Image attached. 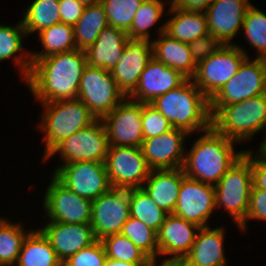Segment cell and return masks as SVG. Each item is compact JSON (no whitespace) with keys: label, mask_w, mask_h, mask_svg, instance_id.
<instances>
[{"label":"cell","mask_w":266,"mask_h":266,"mask_svg":"<svg viewBox=\"0 0 266 266\" xmlns=\"http://www.w3.org/2000/svg\"><path fill=\"white\" fill-rule=\"evenodd\" d=\"M86 65L85 51L79 49L40 58L32 64L25 83L40 103L77 99Z\"/></svg>","instance_id":"cell-1"},{"label":"cell","mask_w":266,"mask_h":266,"mask_svg":"<svg viewBox=\"0 0 266 266\" xmlns=\"http://www.w3.org/2000/svg\"><path fill=\"white\" fill-rule=\"evenodd\" d=\"M197 138L185 154V176L215 186L224 174L243 156L235 152L237 142L218 133L212 126Z\"/></svg>","instance_id":"cell-2"},{"label":"cell","mask_w":266,"mask_h":266,"mask_svg":"<svg viewBox=\"0 0 266 266\" xmlns=\"http://www.w3.org/2000/svg\"><path fill=\"white\" fill-rule=\"evenodd\" d=\"M151 104L173 128L190 135L198 131L203 133L211 127L210 100L191 79L157 97Z\"/></svg>","instance_id":"cell-3"},{"label":"cell","mask_w":266,"mask_h":266,"mask_svg":"<svg viewBox=\"0 0 266 266\" xmlns=\"http://www.w3.org/2000/svg\"><path fill=\"white\" fill-rule=\"evenodd\" d=\"M210 114L211 126L218 133L238 144L248 141L260 131L266 133V93L230 105L210 106Z\"/></svg>","instance_id":"cell-4"},{"label":"cell","mask_w":266,"mask_h":266,"mask_svg":"<svg viewBox=\"0 0 266 266\" xmlns=\"http://www.w3.org/2000/svg\"><path fill=\"white\" fill-rule=\"evenodd\" d=\"M44 111L40 114L37 128L44 132L45 159L63 140L77 131L91 125L97 118L79 99L56 100L41 103Z\"/></svg>","instance_id":"cell-5"},{"label":"cell","mask_w":266,"mask_h":266,"mask_svg":"<svg viewBox=\"0 0 266 266\" xmlns=\"http://www.w3.org/2000/svg\"><path fill=\"white\" fill-rule=\"evenodd\" d=\"M251 187L250 151L245 150L243 156L214 186L216 209L223 207L237 227L245 221Z\"/></svg>","instance_id":"cell-6"},{"label":"cell","mask_w":266,"mask_h":266,"mask_svg":"<svg viewBox=\"0 0 266 266\" xmlns=\"http://www.w3.org/2000/svg\"><path fill=\"white\" fill-rule=\"evenodd\" d=\"M247 57L246 51L238 44L222 45L197 65L191 80L211 100L238 72L240 65Z\"/></svg>","instance_id":"cell-7"},{"label":"cell","mask_w":266,"mask_h":266,"mask_svg":"<svg viewBox=\"0 0 266 266\" xmlns=\"http://www.w3.org/2000/svg\"><path fill=\"white\" fill-rule=\"evenodd\" d=\"M125 98L109 70L86 65L81 76L77 99L82 101L97 119L114 110Z\"/></svg>","instance_id":"cell-8"},{"label":"cell","mask_w":266,"mask_h":266,"mask_svg":"<svg viewBox=\"0 0 266 266\" xmlns=\"http://www.w3.org/2000/svg\"><path fill=\"white\" fill-rule=\"evenodd\" d=\"M108 149L109 142L105 127L101 119H97L59 143L43 160L46 161L59 153L64 161L61 164L78 161L104 162Z\"/></svg>","instance_id":"cell-9"},{"label":"cell","mask_w":266,"mask_h":266,"mask_svg":"<svg viewBox=\"0 0 266 266\" xmlns=\"http://www.w3.org/2000/svg\"><path fill=\"white\" fill-rule=\"evenodd\" d=\"M52 174L75 194L91 201L113 188L104 162L78 161L62 164Z\"/></svg>","instance_id":"cell-10"},{"label":"cell","mask_w":266,"mask_h":266,"mask_svg":"<svg viewBox=\"0 0 266 266\" xmlns=\"http://www.w3.org/2000/svg\"><path fill=\"white\" fill-rule=\"evenodd\" d=\"M113 188H142L152 170L141 147L109 146L104 161Z\"/></svg>","instance_id":"cell-11"},{"label":"cell","mask_w":266,"mask_h":266,"mask_svg":"<svg viewBox=\"0 0 266 266\" xmlns=\"http://www.w3.org/2000/svg\"><path fill=\"white\" fill-rule=\"evenodd\" d=\"M266 93V59L247 57L238 72L210 100V106L238 103Z\"/></svg>","instance_id":"cell-12"},{"label":"cell","mask_w":266,"mask_h":266,"mask_svg":"<svg viewBox=\"0 0 266 266\" xmlns=\"http://www.w3.org/2000/svg\"><path fill=\"white\" fill-rule=\"evenodd\" d=\"M51 179L43 200V208L49 218L48 221L90 224L92 201L75 194L54 175Z\"/></svg>","instance_id":"cell-13"},{"label":"cell","mask_w":266,"mask_h":266,"mask_svg":"<svg viewBox=\"0 0 266 266\" xmlns=\"http://www.w3.org/2000/svg\"><path fill=\"white\" fill-rule=\"evenodd\" d=\"M142 111L143 103L125 97L114 110L101 118L109 146L141 147L144 140Z\"/></svg>","instance_id":"cell-14"},{"label":"cell","mask_w":266,"mask_h":266,"mask_svg":"<svg viewBox=\"0 0 266 266\" xmlns=\"http://www.w3.org/2000/svg\"><path fill=\"white\" fill-rule=\"evenodd\" d=\"M129 218V189L112 188L92 201L90 224L97 240L120 233Z\"/></svg>","instance_id":"cell-15"},{"label":"cell","mask_w":266,"mask_h":266,"mask_svg":"<svg viewBox=\"0 0 266 266\" xmlns=\"http://www.w3.org/2000/svg\"><path fill=\"white\" fill-rule=\"evenodd\" d=\"M215 209L214 186L185 176L173 214L199 227H207Z\"/></svg>","instance_id":"cell-16"},{"label":"cell","mask_w":266,"mask_h":266,"mask_svg":"<svg viewBox=\"0 0 266 266\" xmlns=\"http://www.w3.org/2000/svg\"><path fill=\"white\" fill-rule=\"evenodd\" d=\"M251 5L249 0H213L204 11L209 34L223 45L234 44L232 40L242 30L244 16Z\"/></svg>","instance_id":"cell-17"},{"label":"cell","mask_w":266,"mask_h":266,"mask_svg":"<svg viewBox=\"0 0 266 266\" xmlns=\"http://www.w3.org/2000/svg\"><path fill=\"white\" fill-rule=\"evenodd\" d=\"M188 133L173 128L159 136L144 139L141 145L143 156L151 169L183 168L185 161V138Z\"/></svg>","instance_id":"cell-18"},{"label":"cell","mask_w":266,"mask_h":266,"mask_svg":"<svg viewBox=\"0 0 266 266\" xmlns=\"http://www.w3.org/2000/svg\"><path fill=\"white\" fill-rule=\"evenodd\" d=\"M152 57L151 40H127L117 65L110 70L119 90L127 99L137 88L139 77Z\"/></svg>","instance_id":"cell-19"},{"label":"cell","mask_w":266,"mask_h":266,"mask_svg":"<svg viewBox=\"0 0 266 266\" xmlns=\"http://www.w3.org/2000/svg\"><path fill=\"white\" fill-rule=\"evenodd\" d=\"M200 228L173 213L167 214L157 231L159 256L180 263L190 252Z\"/></svg>","instance_id":"cell-20"},{"label":"cell","mask_w":266,"mask_h":266,"mask_svg":"<svg viewBox=\"0 0 266 266\" xmlns=\"http://www.w3.org/2000/svg\"><path fill=\"white\" fill-rule=\"evenodd\" d=\"M186 80L180 72L152 57L139 77L137 88L128 98L151 103L169 90L178 88Z\"/></svg>","instance_id":"cell-21"},{"label":"cell","mask_w":266,"mask_h":266,"mask_svg":"<svg viewBox=\"0 0 266 266\" xmlns=\"http://www.w3.org/2000/svg\"><path fill=\"white\" fill-rule=\"evenodd\" d=\"M40 230L49 240L58 258L65 262L71 255L97 241L91 224L46 222Z\"/></svg>","instance_id":"cell-22"},{"label":"cell","mask_w":266,"mask_h":266,"mask_svg":"<svg viewBox=\"0 0 266 266\" xmlns=\"http://www.w3.org/2000/svg\"><path fill=\"white\" fill-rule=\"evenodd\" d=\"M224 227H201L190 252L179 266H227L224 253Z\"/></svg>","instance_id":"cell-23"},{"label":"cell","mask_w":266,"mask_h":266,"mask_svg":"<svg viewBox=\"0 0 266 266\" xmlns=\"http://www.w3.org/2000/svg\"><path fill=\"white\" fill-rule=\"evenodd\" d=\"M157 32L158 38L151 40L152 56L187 79H192L197 65L191 56L188 43L172 39L165 34V23L158 27Z\"/></svg>","instance_id":"cell-24"},{"label":"cell","mask_w":266,"mask_h":266,"mask_svg":"<svg viewBox=\"0 0 266 266\" xmlns=\"http://www.w3.org/2000/svg\"><path fill=\"white\" fill-rule=\"evenodd\" d=\"M128 39L125 30L105 27L97 40L85 50L87 65L110 71L117 65Z\"/></svg>","instance_id":"cell-25"},{"label":"cell","mask_w":266,"mask_h":266,"mask_svg":"<svg viewBox=\"0 0 266 266\" xmlns=\"http://www.w3.org/2000/svg\"><path fill=\"white\" fill-rule=\"evenodd\" d=\"M184 177L183 168L152 169L142 188L158 207L171 214L175 210Z\"/></svg>","instance_id":"cell-26"},{"label":"cell","mask_w":266,"mask_h":266,"mask_svg":"<svg viewBox=\"0 0 266 266\" xmlns=\"http://www.w3.org/2000/svg\"><path fill=\"white\" fill-rule=\"evenodd\" d=\"M171 18L165 22V34L181 42L190 43L209 34L207 17L203 11H185L169 5Z\"/></svg>","instance_id":"cell-27"},{"label":"cell","mask_w":266,"mask_h":266,"mask_svg":"<svg viewBox=\"0 0 266 266\" xmlns=\"http://www.w3.org/2000/svg\"><path fill=\"white\" fill-rule=\"evenodd\" d=\"M26 36L21 20L14 26L0 24V62L14 57L24 82L28 79L32 67L31 54L24 50L22 43ZM23 50L24 53H21Z\"/></svg>","instance_id":"cell-28"},{"label":"cell","mask_w":266,"mask_h":266,"mask_svg":"<svg viewBox=\"0 0 266 266\" xmlns=\"http://www.w3.org/2000/svg\"><path fill=\"white\" fill-rule=\"evenodd\" d=\"M15 266H63L43 232L30 230L23 241Z\"/></svg>","instance_id":"cell-29"},{"label":"cell","mask_w":266,"mask_h":266,"mask_svg":"<svg viewBox=\"0 0 266 266\" xmlns=\"http://www.w3.org/2000/svg\"><path fill=\"white\" fill-rule=\"evenodd\" d=\"M43 52H30L32 64L44 57L77 49L75 45L74 27L65 23H57L38 34Z\"/></svg>","instance_id":"cell-30"},{"label":"cell","mask_w":266,"mask_h":266,"mask_svg":"<svg viewBox=\"0 0 266 266\" xmlns=\"http://www.w3.org/2000/svg\"><path fill=\"white\" fill-rule=\"evenodd\" d=\"M107 26V15L101 3L85 7L82 16L73 26L76 48L84 51L88 49Z\"/></svg>","instance_id":"cell-31"},{"label":"cell","mask_w":266,"mask_h":266,"mask_svg":"<svg viewBox=\"0 0 266 266\" xmlns=\"http://www.w3.org/2000/svg\"><path fill=\"white\" fill-rule=\"evenodd\" d=\"M21 21L27 36L60 23L59 0H34Z\"/></svg>","instance_id":"cell-32"},{"label":"cell","mask_w":266,"mask_h":266,"mask_svg":"<svg viewBox=\"0 0 266 266\" xmlns=\"http://www.w3.org/2000/svg\"><path fill=\"white\" fill-rule=\"evenodd\" d=\"M130 216L158 231L168 213L158 207L143 188L129 189Z\"/></svg>","instance_id":"cell-33"},{"label":"cell","mask_w":266,"mask_h":266,"mask_svg":"<svg viewBox=\"0 0 266 266\" xmlns=\"http://www.w3.org/2000/svg\"><path fill=\"white\" fill-rule=\"evenodd\" d=\"M28 233L20 223L0 218V266H15Z\"/></svg>","instance_id":"cell-34"},{"label":"cell","mask_w":266,"mask_h":266,"mask_svg":"<svg viewBox=\"0 0 266 266\" xmlns=\"http://www.w3.org/2000/svg\"><path fill=\"white\" fill-rule=\"evenodd\" d=\"M162 0H143L127 31L129 39H151L149 28L162 19L165 5Z\"/></svg>","instance_id":"cell-35"},{"label":"cell","mask_w":266,"mask_h":266,"mask_svg":"<svg viewBox=\"0 0 266 266\" xmlns=\"http://www.w3.org/2000/svg\"><path fill=\"white\" fill-rule=\"evenodd\" d=\"M101 241L109 259L131 264H146L150 260L128 237L121 233L108 235Z\"/></svg>","instance_id":"cell-36"},{"label":"cell","mask_w":266,"mask_h":266,"mask_svg":"<svg viewBox=\"0 0 266 266\" xmlns=\"http://www.w3.org/2000/svg\"><path fill=\"white\" fill-rule=\"evenodd\" d=\"M120 233L128 237L150 259H157L159 256L157 231L140 220L130 216Z\"/></svg>","instance_id":"cell-37"},{"label":"cell","mask_w":266,"mask_h":266,"mask_svg":"<svg viewBox=\"0 0 266 266\" xmlns=\"http://www.w3.org/2000/svg\"><path fill=\"white\" fill-rule=\"evenodd\" d=\"M241 31L259 53L257 58L266 59V13L251 5L244 16Z\"/></svg>","instance_id":"cell-38"},{"label":"cell","mask_w":266,"mask_h":266,"mask_svg":"<svg viewBox=\"0 0 266 266\" xmlns=\"http://www.w3.org/2000/svg\"><path fill=\"white\" fill-rule=\"evenodd\" d=\"M142 2L143 0H101L107 15L108 26L127 32Z\"/></svg>","instance_id":"cell-39"},{"label":"cell","mask_w":266,"mask_h":266,"mask_svg":"<svg viewBox=\"0 0 266 266\" xmlns=\"http://www.w3.org/2000/svg\"><path fill=\"white\" fill-rule=\"evenodd\" d=\"M171 129H173L171 123L151 103H143L142 130L144 139L159 136Z\"/></svg>","instance_id":"cell-40"},{"label":"cell","mask_w":266,"mask_h":266,"mask_svg":"<svg viewBox=\"0 0 266 266\" xmlns=\"http://www.w3.org/2000/svg\"><path fill=\"white\" fill-rule=\"evenodd\" d=\"M106 259L104 245L101 240H97L92 245L71 255L63 262V266H105Z\"/></svg>","instance_id":"cell-41"},{"label":"cell","mask_w":266,"mask_h":266,"mask_svg":"<svg viewBox=\"0 0 266 266\" xmlns=\"http://www.w3.org/2000/svg\"><path fill=\"white\" fill-rule=\"evenodd\" d=\"M251 219L266 221V190L251 188L247 215L238 229L243 232L247 230V221Z\"/></svg>","instance_id":"cell-42"},{"label":"cell","mask_w":266,"mask_h":266,"mask_svg":"<svg viewBox=\"0 0 266 266\" xmlns=\"http://www.w3.org/2000/svg\"><path fill=\"white\" fill-rule=\"evenodd\" d=\"M188 45L191 56L195 64L198 65L222 47L223 44L213 35L207 34L188 43Z\"/></svg>","instance_id":"cell-43"},{"label":"cell","mask_w":266,"mask_h":266,"mask_svg":"<svg viewBox=\"0 0 266 266\" xmlns=\"http://www.w3.org/2000/svg\"><path fill=\"white\" fill-rule=\"evenodd\" d=\"M250 169L252 173V187L266 190V157L257 150H250Z\"/></svg>","instance_id":"cell-44"},{"label":"cell","mask_w":266,"mask_h":266,"mask_svg":"<svg viewBox=\"0 0 266 266\" xmlns=\"http://www.w3.org/2000/svg\"><path fill=\"white\" fill-rule=\"evenodd\" d=\"M59 10L61 22L74 26L82 16L85 6L77 0H59Z\"/></svg>","instance_id":"cell-45"},{"label":"cell","mask_w":266,"mask_h":266,"mask_svg":"<svg viewBox=\"0 0 266 266\" xmlns=\"http://www.w3.org/2000/svg\"><path fill=\"white\" fill-rule=\"evenodd\" d=\"M174 7L185 11H205L213 0H169Z\"/></svg>","instance_id":"cell-46"},{"label":"cell","mask_w":266,"mask_h":266,"mask_svg":"<svg viewBox=\"0 0 266 266\" xmlns=\"http://www.w3.org/2000/svg\"><path fill=\"white\" fill-rule=\"evenodd\" d=\"M158 259H150L146 264L143 266H179L178 262L171 261V260H162L161 264L157 263Z\"/></svg>","instance_id":"cell-47"},{"label":"cell","mask_w":266,"mask_h":266,"mask_svg":"<svg viewBox=\"0 0 266 266\" xmlns=\"http://www.w3.org/2000/svg\"><path fill=\"white\" fill-rule=\"evenodd\" d=\"M144 264H131L124 261H117L114 259L107 258L105 261V266H143Z\"/></svg>","instance_id":"cell-48"},{"label":"cell","mask_w":266,"mask_h":266,"mask_svg":"<svg viewBox=\"0 0 266 266\" xmlns=\"http://www.w3.org/2000/svg\"><path fill=\"white\" fill-rule=\"evenodd\" d=\"M77 1L80 2L85 7L101 3V0H77Z\"/></svg>","instance_id":"cell-49"},{"label":"cell","mask_w":266,"mask_h":266,"mask_svg":"<svg viewBox=\"0 0 266 266\" xmlns=\"http://www.w3.org/2000/svg\"><path fill=\"white\" fill-rule=\"evenodd\" d=\"M258 151L266 157V138H263L262 145H260Z\"/></svg>","instance_id":"cell-50"}]
</instances>
